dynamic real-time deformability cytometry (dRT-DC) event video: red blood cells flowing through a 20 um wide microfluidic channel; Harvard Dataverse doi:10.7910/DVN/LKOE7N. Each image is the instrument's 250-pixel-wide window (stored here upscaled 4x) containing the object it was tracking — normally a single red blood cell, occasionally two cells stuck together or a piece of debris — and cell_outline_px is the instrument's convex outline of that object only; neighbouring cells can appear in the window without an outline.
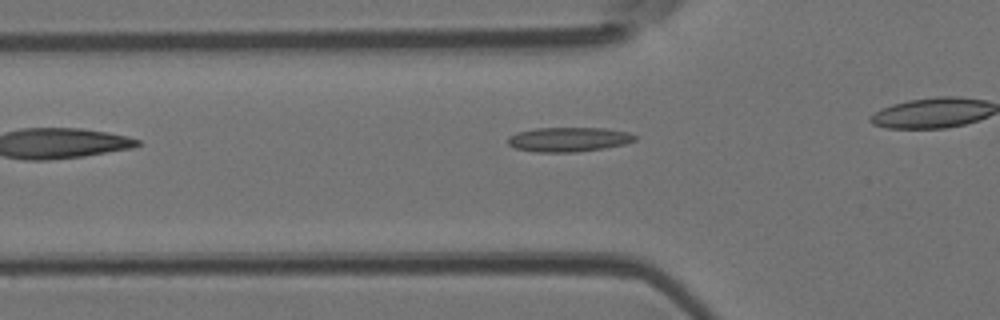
{"species": "Egyptian fruit bat (a non-hibernating species)", "species_latin": "Rousettus aegyptiacus", "temperature_condition": "room temperature", "stored_images_in_passage": 4, "camera_frame_rate_fps": 3000, "um_per_image_px": 0.085, "animal": {"sex": "female"}, "frame": {"image": 1, "passage_image": 3, "time_ms": 0.667, "image_size_px": [1000, 320], "cell_outline_px": [[636, 140], [624, 144], [604, 148], [576, 152], [536, 152], [516, 148], [508, 144], [508, 136], [516, 132], [536, 128], [604, 128], [628, 132], [636, 136]], "centroid_in_image_um": [48.32, 11.85], "position_along_channel_um": 77.5, "area_um2": 18.09}}